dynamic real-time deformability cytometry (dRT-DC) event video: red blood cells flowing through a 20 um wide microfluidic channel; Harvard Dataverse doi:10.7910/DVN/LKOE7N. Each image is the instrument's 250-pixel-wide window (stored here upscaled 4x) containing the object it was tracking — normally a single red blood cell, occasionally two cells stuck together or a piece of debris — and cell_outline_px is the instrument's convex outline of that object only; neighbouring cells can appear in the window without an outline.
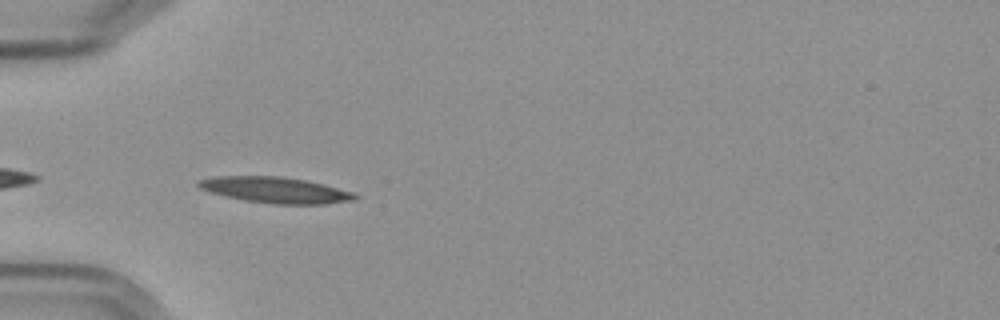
{"species": "Egyptian fruit bat (a non-hibernating species)", "species_latin": "Rousettus aegyptiacus", "temperature_condition": "cold", "stored_images_in_passage": 41, "camera_frame_rate_fps": 3000, "um_per_image_px": 0.085, "frame": {"image": 1, "passage_image": 2, "time_ms": 0.333, "image_size_px": [1000, 320], "cell_outline_px": [[360, 196], [356, 200], [324, 204], [272, 204], [244, 200], [208, 192], [200, 188], [196, 184], [196, 180], [212, 176], [280, 176], [304, 180], [324, 184], [356, 192]], "centroid_in_image_um": [23.42, 16.15], "position_along_channel_um": 61.6, "area_um2": 23.99}}
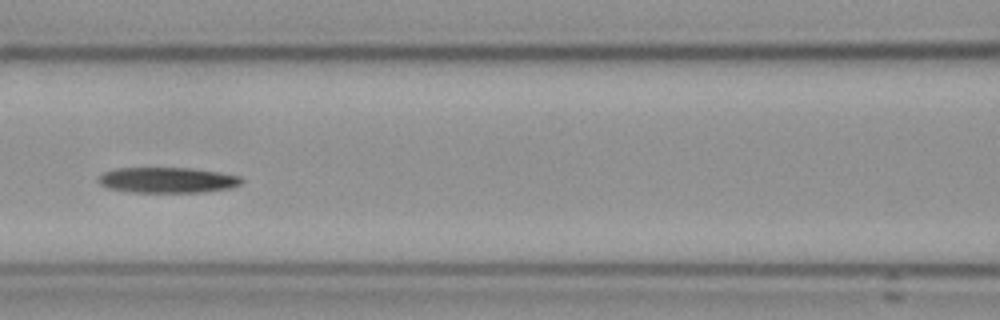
{"frame": {"image": 2, "passage_image": 10, "time_ms": 3.0, "image_size_px": [1000, 320], "cell_outline_px": [[244, 180], [240, 184], [232, 188], [204, 192], [132, 192], [108, 188], [100, 184], [96, 180], [96, 176], [104, 172], [116, 168], [188, 168], [220, 172], [240, 176]], "centroid_in_image_um": [14.22, 15.31], "position_along_channel_um": 152.4, "area_um2": 21.5}}
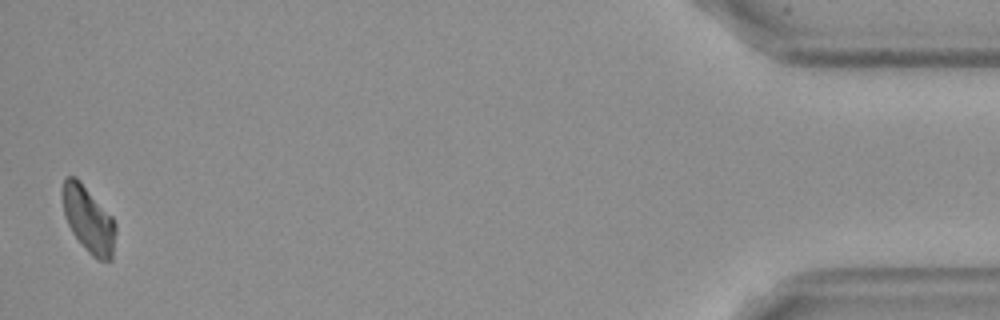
{"frame": {"image": 3, "passage_image": 40, "time_ms": 13.0, "image_size_px": [1000, 320], "cell_outline_px": [[116, 232], [112, 260], [96, 260], [84, 248], [72, 232], [68, 224], [64, 212], [60, 192], [64, 176], [76, 176], [80, 180], [112, 216], [116, 224]], "centroid_in_image_um": [7.5, 18.62], "position_along_channel_um": 427.7, "area_um2": 20.87}, "authors_computed_cell_mechanics": {"area_um2": 21.675, "velocity_mm_per_s": 3.572, "shape_relaxation_time_tau1_ms": null, "shape_relaxation_time_tau2_ms": 8.7693, "deformation_change_tau1": null, "deformation_change_tau2": 0.2161}}